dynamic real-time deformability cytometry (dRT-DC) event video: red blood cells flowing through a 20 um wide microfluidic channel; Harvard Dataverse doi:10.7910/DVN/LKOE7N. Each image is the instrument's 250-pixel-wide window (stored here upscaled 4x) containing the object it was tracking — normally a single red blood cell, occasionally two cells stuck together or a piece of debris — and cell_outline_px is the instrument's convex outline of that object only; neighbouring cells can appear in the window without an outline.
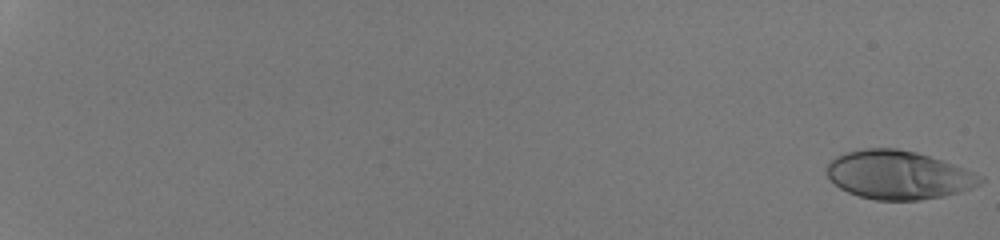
{"species": "human", "species_latin": "Homo sapiens", "temperature_condition": "room temperature", "stored_images_in_passage": 53, "camera_frame_rate_fps": 3000, "um_per_image_px": 0.085, "donor": {"sex": "male"}, "frame": {"image": 1, "passage_image": 1, "time_ms": 0.0, "image_size_px": [1000, 240], "cell_outline_px": [[984, 180], [980, 184], [972, 188], [960, 192], [944, 196], [920, 200], [876, 200], [860, 196], [848, 192], [840, 188], [828, 176], [828, 164], [836, 156], [848, 152], [864, 148], [896, 148], [916, 152], [976, 172], [984, 176]], "centroid_in_image_um": [76.41, 14.88], "position_along_channel_um": 8.6, "area_um2": 43.18}}
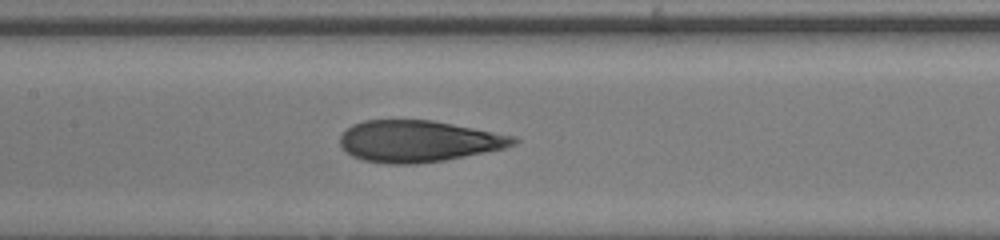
{"frame": {"image": 2, "passage_image": 31, "time_ms": 10.0, "image_size_px": [1000, 240], "cell_outline_px": [[520, 140], [516, 144], [504, 148], [444, 160], [416, 164], [388, 164], [364, 160], [352, 156], [340, 144], [340, 136], [352, 124], [364, 120], [432, 120], [516, 136]], "centroid_in_image_um": [35.57, 12.0], "position_along_channel_um": 171.8, "area_um2": 41.79}}
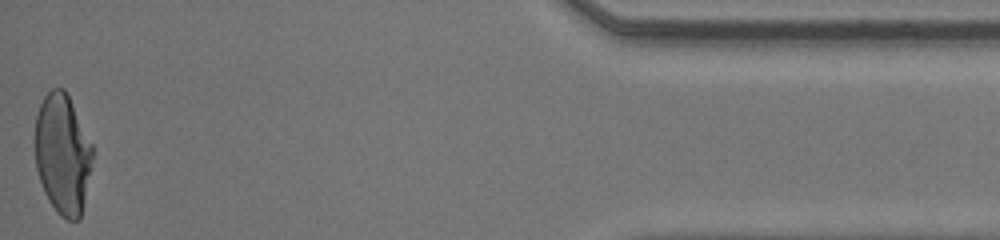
{"frame": {"image": 3, "passage_image": 53, "time_ms": 17.333, "image_size_px": [1000, 240], "cell_outline_px": [[92, 156], [80, 220], [68, 220], [60, 216], [56, 212], [48, 200], [44, 192], [36, 168], [36, 116], [40, 104], [44, 96], [52, 88], [64, 88], [92, 144]], "centroid_in_image_um": [5.3, 13.1], "position_along_channel_um": 429.9, "area_um2": 39.65}, "authors_computed_cell_mechanics": {"area_um2": 41.9628, "velocity_mm_per_s": 4.3257, "shape_relaxation_time_tau1_ms": 6.7115, "shape_relaxation_time_tau2_ms": 0.6735, "deformation_change_tau1": 0.2669, "deformation_change_tau2": 0.0704}}